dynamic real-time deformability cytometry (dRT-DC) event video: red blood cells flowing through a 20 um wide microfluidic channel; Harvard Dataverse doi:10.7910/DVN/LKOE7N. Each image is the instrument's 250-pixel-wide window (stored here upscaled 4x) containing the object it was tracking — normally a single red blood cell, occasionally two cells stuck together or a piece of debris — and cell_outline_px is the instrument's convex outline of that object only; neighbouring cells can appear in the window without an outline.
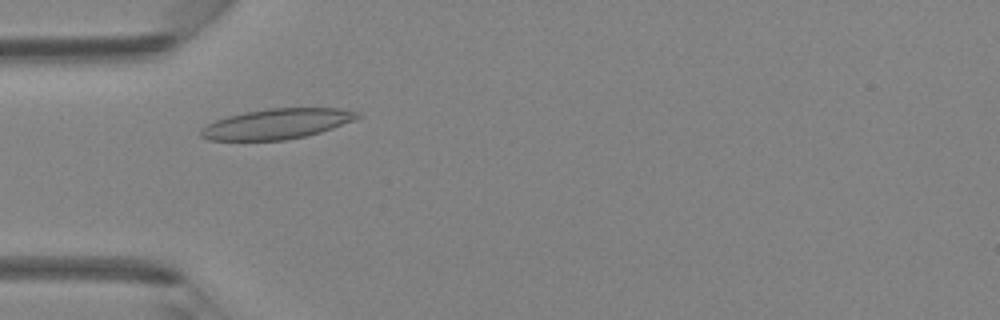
{"species": "Egyptian fruit bat (a non-hibernating species)", "species_latin": "Rousettus aegyptiacus", "temperature_condition": "room temperature", "stored_images_in_passage": 39, "camera_frame_rate_fps": 3000, "um_per_image_px": 0.085, "animal": {"sex": "female"}, "frame": {"image": 1, "passage_image": 10, "time_ms": 3.0, "image_size_px": [1000, 320], "cell_outline_px": [[360, 116], [356, 120], [320, 132], [304, 136], [284, 140], [208, 140], [200, 136], [200, 128], [216, 120], [228, 116], [244, 112], [268, 108], [340, 108], [360, 112]], "centroid_in_image_um": [23.54, 10.52], "position_along_channel_um": 61.5, "area_um2": 27.57}}
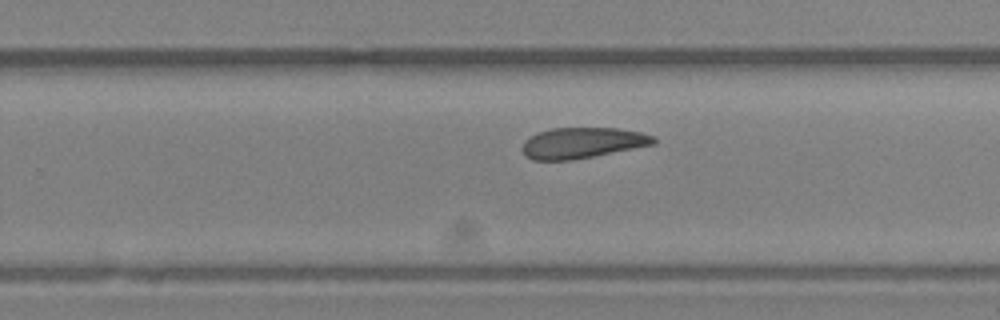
{"frame": {"image": 2, "passage_image": 24, "time_ms": 7.667, "image_size_px": [1000, 320], "cell_outline_px": [[656, 144], [572, 160], [532, 160], [524, 156], [520, 148], [524, 140], [528, 136], [536, 132], [552, 128], [616, 128], [640, 132], [652, 136], [656, 140]], "centroid_in_image_um": [49.42, 12.14], "position_along_channel_um": 280.4, "area_um2": 23.76}}
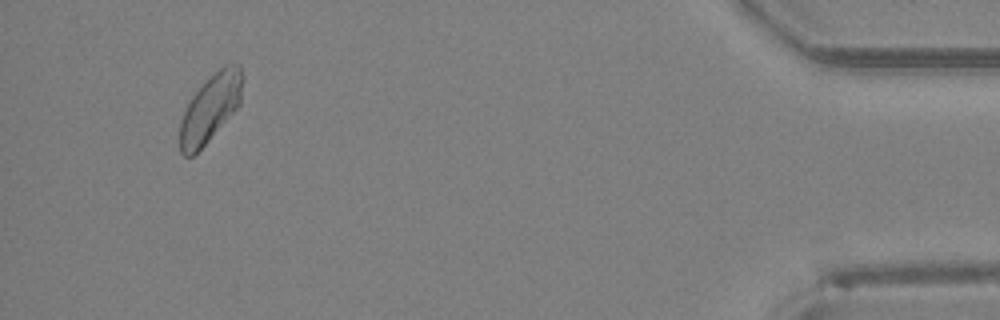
{"frame": {"image": 3, "passage_image": 37, "time_ms": 12.0, "image_size_px": [1000, 320], "cell_outline_px": [[244, 76], [240, 104], [208, 140], [192, 156], [184, 156], [180, 152], [180, 124], [184, 112], [192, 96], [224, 64], [240, 64]], "centroid_in_image_um": [17.91, 9.16], "position_along_channel_um": 417.3, "area_um2": 24.04}}